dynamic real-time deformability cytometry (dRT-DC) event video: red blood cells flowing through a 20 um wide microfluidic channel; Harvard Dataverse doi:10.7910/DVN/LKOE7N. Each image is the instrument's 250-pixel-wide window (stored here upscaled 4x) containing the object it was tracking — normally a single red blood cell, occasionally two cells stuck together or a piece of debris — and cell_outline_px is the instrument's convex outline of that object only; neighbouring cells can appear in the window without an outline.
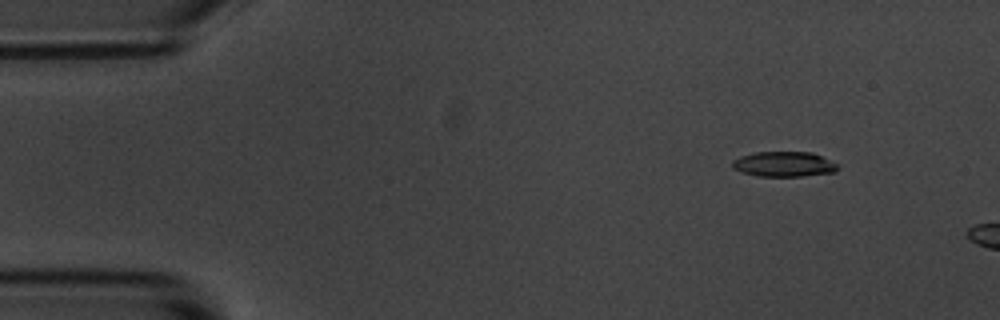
{"species": "common noctule bat (a hibernating species)", "species_latin": "Nyctalus noctula", "temperature_condition": "room temperature", "stored_images_in_passage": 3, "camera_frame_rate_fps": 3000, "um_per_image_px": 0.085, "animal": {"sex": "male", "body_mass_g": 20.1, "forearm_length_mm": 53.5}, "frame": {"image": 1, "passage_image": 1, "time_ms": 0.0, "image_size_px": [1000, 320], "cell_outline_px": [[840, 168], [836, 172], [804, 176], [756, 176], [732, 168], [732, 160], [740, 156], [756, 152], [812, 152], [840, 164]], "centroid_in_image_um": [66.69, 13.95], "position_along_channel_um": 18.3, "area_um2": 15.61}}